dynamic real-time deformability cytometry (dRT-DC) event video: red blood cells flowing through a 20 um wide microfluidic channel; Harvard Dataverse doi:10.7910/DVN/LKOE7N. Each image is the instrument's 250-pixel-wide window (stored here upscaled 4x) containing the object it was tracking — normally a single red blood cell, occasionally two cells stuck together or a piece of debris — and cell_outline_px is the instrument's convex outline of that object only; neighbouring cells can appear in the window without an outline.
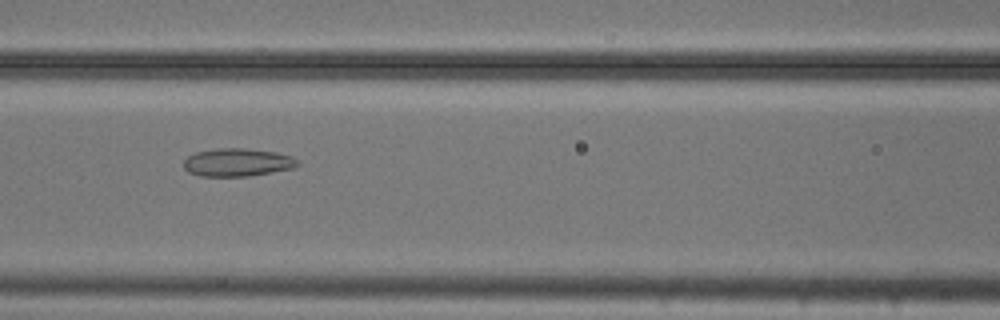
{"species": "common noctule bat (a hibernating species)", "species_latin": "Nyctalus noctula", "temperature_condition": "cold", "stored_images_in_passage": 53, "camera_frame_rate_fps": 3000, "um_per_image_px": 0.085, "animal": {"sex": "male", "body_mass_g": 20.5, "forearm_length_mm": 52.5}, "frame": {"image": 1, "passage_image": 23, "time_ms": 7.333, "image_size_px": [1000, 320], "cell_outline_px": [[300, 164], [292, 168], [248, 176], [200, 176], [188, 172], [184, 168], [184, 160], [188, 156], [196, 152], [216, 148], [244, 148], [276, 152], [292, 156]], "centroid_in_image_um": [20.15, 13.79], "position_along_channel_um": 146.4, "area_um2": 18.5}}
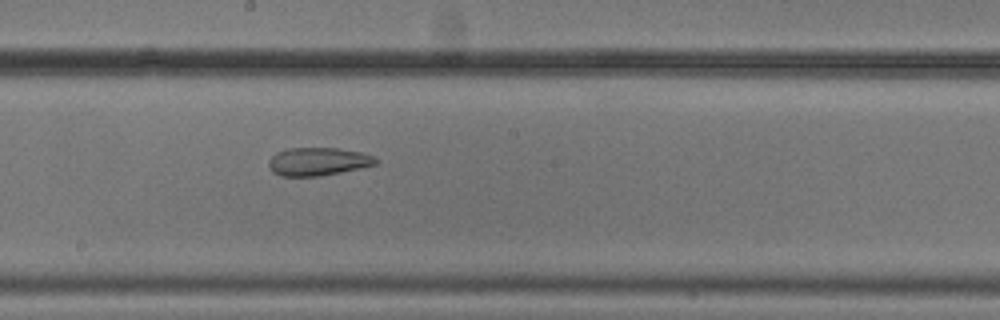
{"frame": {"image": 2, "passage_image": 29, "time_ms": 9.333, "image_size_px": [1000, 320], "cell_outline_px": [[376, 164], [360, 168], [320, 176], [280, 176], [272, 172], [268, 164], [268, 160], [276, 152], [288, 148], [336, 148], [360, 152], [372, 156], [376, 160]], "centroid_in_image_um": [26.97, 13.73], "position_along_channel_um": 221.2, "area_um2": 17.4}}
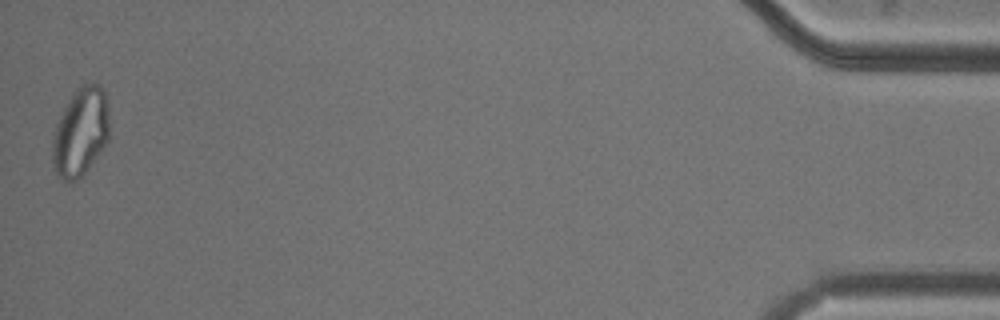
{"frame": {"image": 3, "passage_image": 53, "time_ms": 17.333, "image_size_px": [1000, 320], "cell_outline_px": [[108, 144], [84, 172], [72, 184], [60, 180], [56, 176], [52, 160], [52, 140], [56, 124], [68, 100], [80, 84], [92, 80], [100, 84], [104, 92], [108, 112]], "centroid_in_image_um": [6.83, 11.23], "position_along_channel_um": 428.4, "area_um2": 29.77}, "authors_computed_cell_mechanics": {"area_um2": 24.7962, "velocity_mm_per_s": 3.7394, "shape_relaxation_time_tau1_ms": null, "shape_relaxation_time_tau2_ms": 2.0065, "deformation_change_tau1": null, "deformation_change_tau2": 0.0814}}